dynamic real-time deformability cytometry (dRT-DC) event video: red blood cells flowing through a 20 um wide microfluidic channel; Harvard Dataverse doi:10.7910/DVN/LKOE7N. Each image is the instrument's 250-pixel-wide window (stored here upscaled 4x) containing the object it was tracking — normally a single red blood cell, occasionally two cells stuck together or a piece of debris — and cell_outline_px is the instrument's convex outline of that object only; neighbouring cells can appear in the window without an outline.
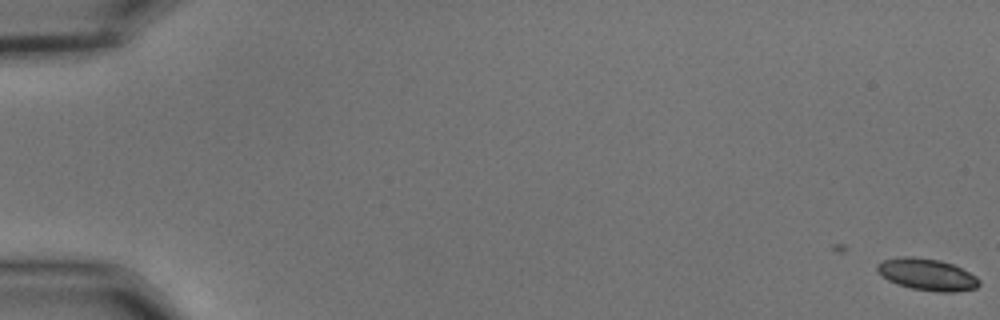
{"species": "common noctule bat (a hibernating species)", "species_latin": "Nyctalus noctula", "temperature_condition": "cold", "stored_images_in_passage": 15, "camera_frame_rate_fps": 3000, "um_per_image_px": 0.085, "animal": {"sex": "male", "body_mass_g": 15.6}, "frame": {"image": 1, "passage_image": 1, "time_ms": 0.0, "image_size_px": [1000, 320], "cell_outline_px": [[980, 284], [976, 288], [956, 292], [936, 292], [912, 288], [896, 284], [888, 280], [876, 268], [876, 264], [884, 260], [904, 256], [912, 256], [940, 260], [952, 264], [976, 276], [980, 280]], "centroid_in_image_um": [78.82, 23.34], "position_along_channel_um": 6.2, "area_um2": 18.79}}